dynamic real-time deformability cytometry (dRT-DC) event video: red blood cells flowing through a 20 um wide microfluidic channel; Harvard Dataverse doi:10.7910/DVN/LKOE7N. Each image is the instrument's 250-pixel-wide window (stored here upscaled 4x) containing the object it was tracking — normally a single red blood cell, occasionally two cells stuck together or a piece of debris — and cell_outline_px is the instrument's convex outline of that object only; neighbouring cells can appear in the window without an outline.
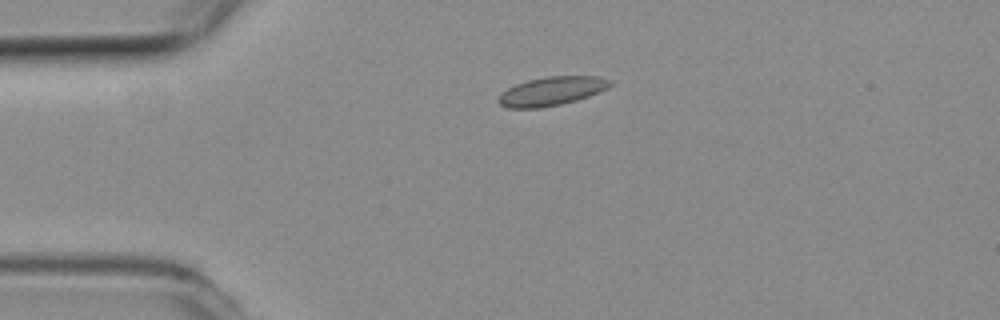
{"species": "common noctule bat (a hibernating species)", "species_latin": "Nyctalus noctula", "temperature_condition": "room temperature", "stored_images_in_passage": 3, "camera_frame_rate_fps": 3000, "um_per_image_px": 0.085, "animal": {"sex": "female", "body_mass_g": 19.3, "forearm_length_mm": 54.1}, "frame": {"image": 1, "passage_image": 3, "time_ms": 0.667, "image_size_px": [1000, 320], "cell_outline_px": [[612, 84], [608, 88], [588, 96], [576, 100], [560, 104], [540, 108], [508, 108], [500, 104], [496, 100], [500, 92], [516, 84], [528, 80], [544, 76], [596, 76], [612, 80]], "centroid_in_image_um": [46.86, 7.74], "position_along_channel_um": 38.1, "area_um2": 18.79}}